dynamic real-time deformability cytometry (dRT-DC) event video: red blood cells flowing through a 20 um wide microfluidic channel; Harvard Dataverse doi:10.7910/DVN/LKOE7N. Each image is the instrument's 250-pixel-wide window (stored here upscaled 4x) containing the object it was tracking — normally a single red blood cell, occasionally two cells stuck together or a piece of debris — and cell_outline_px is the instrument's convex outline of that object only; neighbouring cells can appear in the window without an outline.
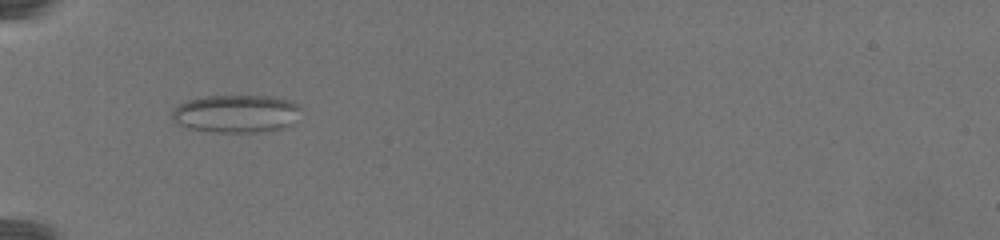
{"species": "common noctule bat (a hibernating species)", "species_latin": "Nyctalus noctula", "temperature_condition": "warm", "stored_images_in_passage": 28, "camera_frame_rate_fps": 3000, "um_per_image_px": 0.085, "animal": {"sex": "female", "body_mass_g": 19.5, "forearm_length_mm": 54.1}, "frame": {"image": 1, "passage_image": 1, "time_ms": 0.0, "image_size_px": [1000, 240], "cell_outline_px": [[300, 108], [292, 124], [280, 128], [256, 132], [212, 132], [184, 128], [172, 120], [172, 108], [188, 100], [208, 96], [268, 96], [292, 100], [300, 104]], "centroid_in_image_um": [20.03, 9.66], "position_along_channel_um": 65.0, "area_um2": 28.5}}
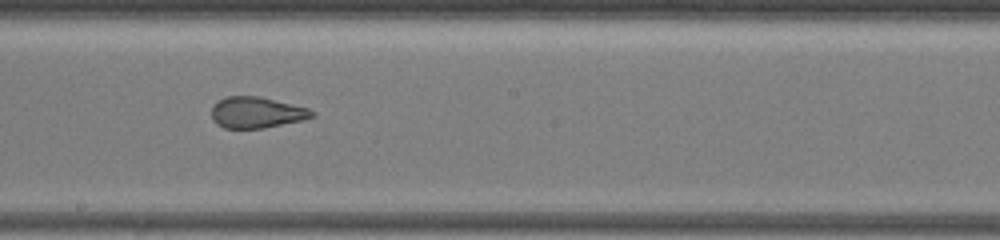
{"frame": {"image": 2, "passage_image": 12, "time_ms": 6.0, "image_size_px": [1000, 240], "cell_outline_px": [[316, 116], [304, 120], [264, 128], [224, 128], [216, 124], [212, 120], [212, 104], [228, 96], [260, 96], [308, 108], [316, 112]], "centroid_in_image_um": [21.83, 9.56], "position_along_channel_um": 226.4, "area_um2": 18.38}}
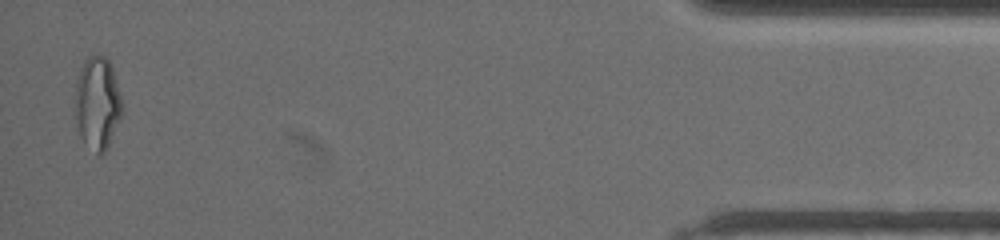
{"frame": {"image": 3, "passage_image": 28, "time_ms": 15.667, "image_size_px": [1000, 240], "cell_outline_px": [[120, 116], [108, 144], [104, 152], [100, 156], [80, 136], [72, 112], [76, 80], [80, 68], [84, 60], [88, 56], [104, 56], [108, 60], [112, 68], [120, 96]], "centroid_in_image_um": [8.19, 8.73], "position_along_channel_um": 427.0, "area_um2": 25.09}}